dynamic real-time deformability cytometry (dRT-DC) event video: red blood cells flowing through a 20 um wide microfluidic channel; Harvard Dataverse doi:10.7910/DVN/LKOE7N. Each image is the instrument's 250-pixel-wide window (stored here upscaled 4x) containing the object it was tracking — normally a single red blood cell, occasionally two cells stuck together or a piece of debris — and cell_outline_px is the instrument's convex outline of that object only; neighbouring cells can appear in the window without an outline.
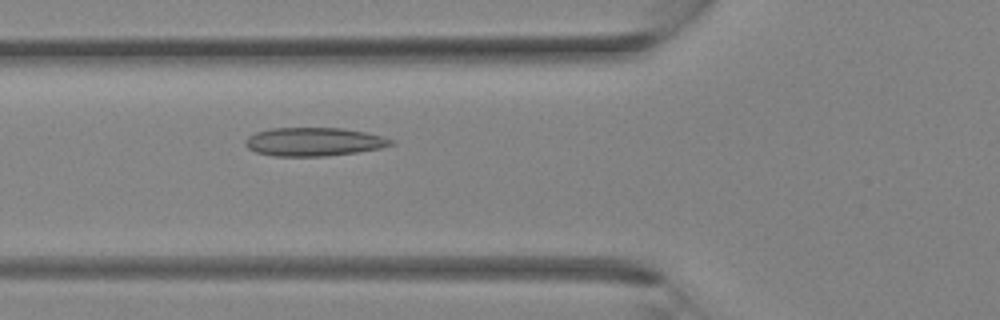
{"species": "Egyptian fruit bat (a non-hibernating species)", "species_latin": "Rousettus aegyptiacus", "temperature_condition": "room temperature", "stored_images_in_passage": 34, "camera_frame_rate_fps": 3000, "um_per_image_px": 0.085, "animal": {"sex": "female"}, "frame": {"image": 1, "passage_image": 12, "time_ms": 3.667, "image_size_px": [1000, 320], "cell_outline_px": [[396, 144], [380, 148], [356, 152], [324, 156], [276, 156], [256, 152], [248, 148], [244, 144], [244, 140], [248, 136], [256, 132], [272, 128], [344, 128], [384, 136], [396, 140]], "centroid_in_image_um": [26.7, 12.04], "position_along_channel_um": 99.1, "area_um2": 24.28}}
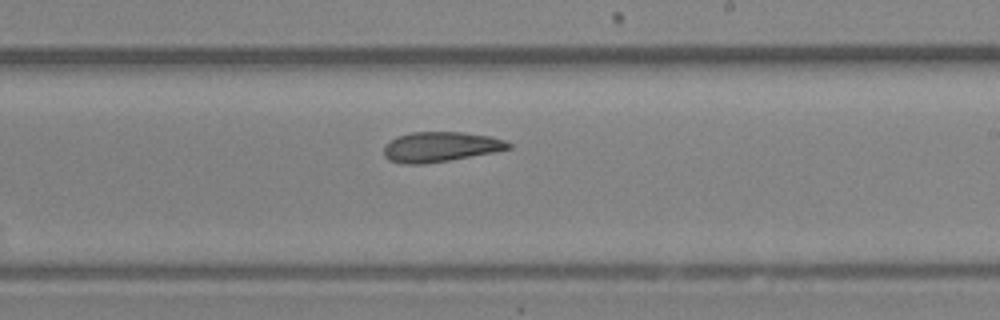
{"frame": {"image": 2, "passage_image": 20, "time_ms": 6.333, "image_size_px": [1000, 320], "cell_outline_px": [[512, 148], [492, 152], [448, 160], [424, 164], [404, 164], [388, 160], [384, 156], [384, 144], [396, 136], [412, 132], [464, 132], [488, 136], [504, 140], [512, 144]], "centroid_in_image_um": [37.39, 12.48], "position_along_channel_um": 251.6, "area_um2": 21.73}}
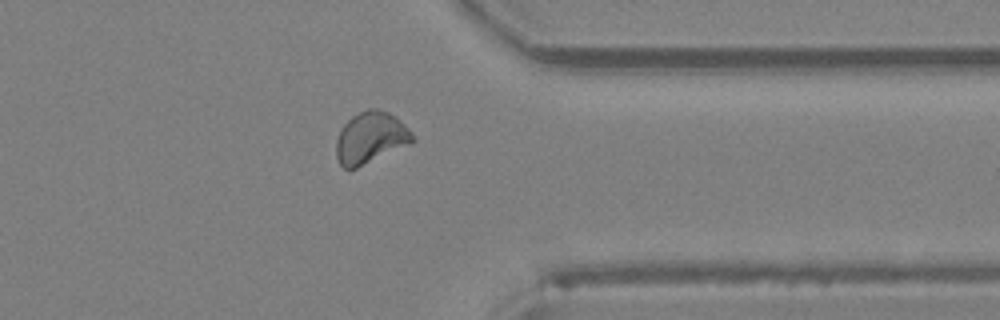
{"frame": {"image": 3, "passage_image": 27, "time_ms": 8.667, "image_size_px": [1000, 320], "cell_outline_px": [[416, 140], [412, 144], [356, 168], [344, 168], [340, 164], [336, 156], [336, 140], [344, 124], [352, 116], [368, 108], [376, 108], [388, 112], [396, 116], [412, 132]], "centroid_in_image_um": [31.54, 11.7], "position_along_channel_um": 379.9, "area_um2": 23.06}}